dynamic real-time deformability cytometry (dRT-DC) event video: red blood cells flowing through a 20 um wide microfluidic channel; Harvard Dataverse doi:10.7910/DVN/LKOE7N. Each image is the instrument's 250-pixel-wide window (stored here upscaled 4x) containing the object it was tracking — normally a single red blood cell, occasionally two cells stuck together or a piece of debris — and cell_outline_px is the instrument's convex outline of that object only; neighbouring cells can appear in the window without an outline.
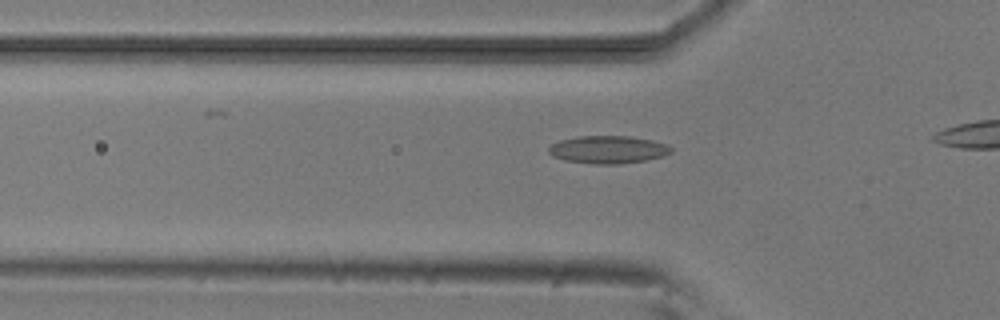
{"species": "common noctule bat (a hibernating species)", "species_latin": "Nyctalus noctula", "temperature_condition": "room temperature", "stored_images_in_passage": 12, "camera_frame_rate_fps": 3000, "um_per_image_px": 0.085, "animal": {"sex": "male", "body_mass_g": 20.5, "forearm_length_mm": 52.5}, "frame": {"image": 1, "passage_image": 6, "time_ms": 1.667, "image_size_px": [1000, 320], "cell_outline_px": [[672, 152], [664, 156], [644, 160], [620, 164], [592, 164], [564, 160], [552, 156], [548, 152], [548, 148], [552, 144], [560, 140], [580, 136], [628, 136], [652, 140], [668, 144], [672, 148]], "centroid_in_image_um": [51.69, 12.72], "position_along_channel_um": 74.1, "area_um2": 19.83}}
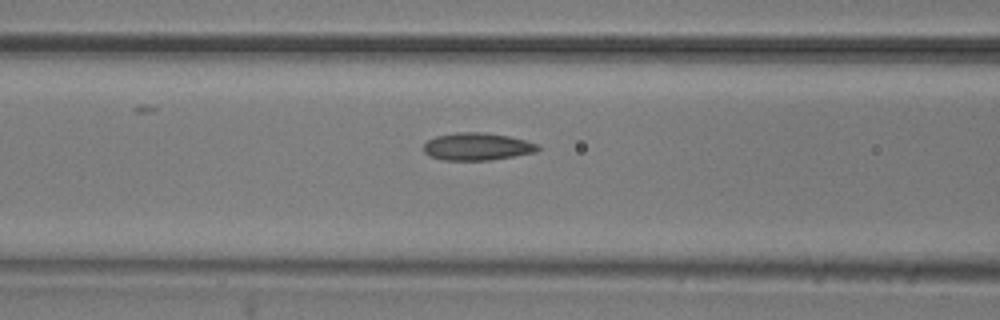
{"frame": {"image": 2, "passage_image": 10, "time_ms": 3.0, "image_size_px": [1000, 320], "cell_outline_px": [[540, 148], [536, 152], [488, 160], [444, 160], [428, 156], [424, 152], [424, 144], [428, 140], [436, 136], [456, 132], [484, 132], [508, 136], [540, 144]], "centroid_in_image_um": [40.54, 12.45], "position_along_channel_um": 126.1, "area_um2": 18.26}}